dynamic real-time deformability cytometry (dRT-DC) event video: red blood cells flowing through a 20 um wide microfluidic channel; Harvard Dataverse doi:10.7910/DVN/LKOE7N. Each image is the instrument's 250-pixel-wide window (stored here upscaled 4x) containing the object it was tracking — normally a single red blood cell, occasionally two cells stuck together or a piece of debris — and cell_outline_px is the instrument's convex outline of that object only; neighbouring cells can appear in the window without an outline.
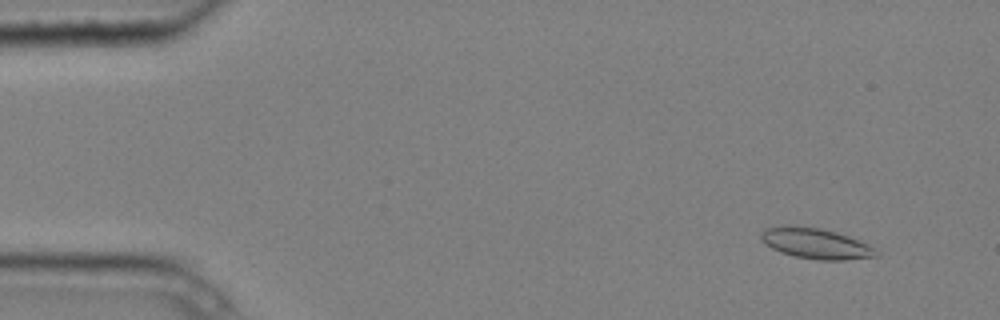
{"species": "common noctule bat (a hibernating species)", "species_latin": "Nyctalus noctula", "temperature_condition": "cold", "stored_images_in_passage": 3, "segment_of_instrument_passage": [2, 2], "camera_frame_rate_fps": 3000, "um_per_image_px": 0.085, "animal": {"sex": "male", "body_mass_g": 20.4}, "frame": {"image": 1, "passage_image": 3, "time_ms": 0.667, "image_size_px": [1000, 320], "cell_outline_px": [[880, 256], [844, 260], [816, 260], [796, 256], [780, 252], [764, 244], [760, 240], [760, 232], [764, 228], [788, 224], [820, 228], [836, 232], [848, 236], [880, 252]], "centroid_in_image_um": [69.26, 20.68], "position_along_channel_um": 15.7, "area_um2": 20.63}}